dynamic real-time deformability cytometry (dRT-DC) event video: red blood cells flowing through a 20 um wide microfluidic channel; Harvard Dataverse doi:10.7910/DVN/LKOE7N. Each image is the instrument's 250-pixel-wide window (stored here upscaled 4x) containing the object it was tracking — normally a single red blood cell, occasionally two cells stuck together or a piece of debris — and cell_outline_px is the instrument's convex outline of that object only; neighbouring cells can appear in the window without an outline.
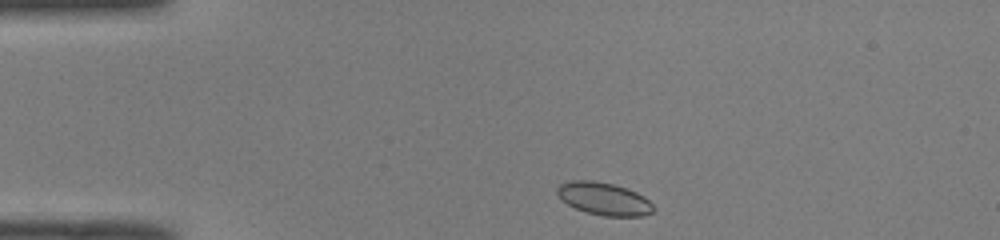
{"species": "common noctule bat (a hibernating species)", "species_latin": "Nyctalus noctula", "temperature_condition": "room temperature", "stored_images_in_passage": 41, "camera_frame_rate_fps": 3000, "um_per_image_px": 0.085, "animal": {"sex": "male", "body_mass_g": 19.0, "forearm_length_mm": 50.8}, "frame": {"image": 1, "passage_image": 1, "time_ms": 0.0, "image_size_px": [1000, 240], "cell_outline_px": [[656, 208], [652, 212], [640, 216], [604, 216], [588, 212], [576, 208], [560, 200], [556, 192], [556, 188], [560, 184], [572, 180], [592, 180], [612, 184], [636, 192], [644, 196]], "centroid_in_image_um": [51.31, 16.89], "position_along_channel_um": 33.7, "area_um2": 18.21}}
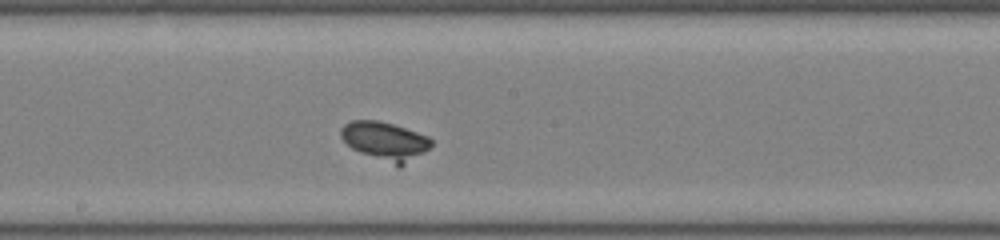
{"frame": {"image": 2, "passage_image": 18, "time_ms": 5.667, "image_size_px": [1000, 240], "cell_outline_px": [[432, 144], [424, 152], [400, 168], [396, 168], [360, 152], [352, 148], [340, 136], [340, 128], [344, 124], [352, 120], [376, 120], [392, 124], [428, 136], [432, 140]], "centroid_in_image_um": [32.72, 12.02], "position_along_channel_um": 215.5, "area_um2": 20.35}}
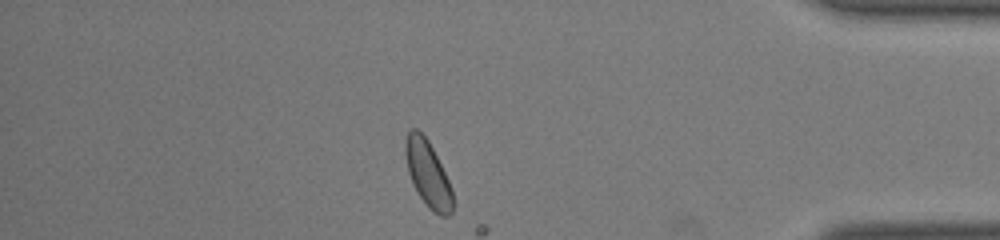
{"frame": {"image": 3, "passage_image": 34, "time_ms": 11.0, "image_size_px": [1000, 240], "cell_outline_px": [[452, 212], [448, 216], [440, 216], [416, 192], [412, 184], [408, 172], [404, 152], [404, 148], [408, 132], [412, 128], [416, 128], [428, 140], [452, 188]], "centroid_in_image_um": [36.34, 14.75], "position_along_channel_um": 398.9, "area_um2": 17.74}}